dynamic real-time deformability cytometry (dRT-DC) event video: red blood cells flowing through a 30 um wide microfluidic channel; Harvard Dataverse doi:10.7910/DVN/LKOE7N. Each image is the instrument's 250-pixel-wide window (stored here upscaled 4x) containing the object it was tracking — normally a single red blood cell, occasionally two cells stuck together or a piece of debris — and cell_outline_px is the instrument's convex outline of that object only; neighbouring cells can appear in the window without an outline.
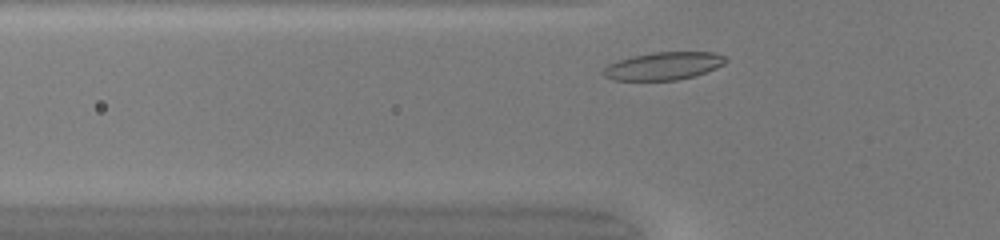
{"species": "common noctule bat (a hibernating species)", "species_latin": "Nyctalus noctula", "temperature_condition": "warm", "stored_images_in_passage": 27, "camera_frame_rate_fps": 3000, "um_per_image_px": 0.085, "animal": {"sex": "female", "body_mass_g": 20.0, "forearm_length_mm": 54.0}, "frame": {"image": 1, "passage_image": 3, "time_ms": 0.667, "image_size_px": [1000, 240], "cell_outline_px": [[728, 60], [724, 64], [716, 68], [696, 76], [676, 80], [612, 80], [604, 76], [600, 72], [608, 64], [632, 56], [652, 52], [712, 52], [724, 56]], "centroid_in_image_um": [56.39, 5.61], "position_along_channel_um": 69.4, "area_um2": 19.88}}
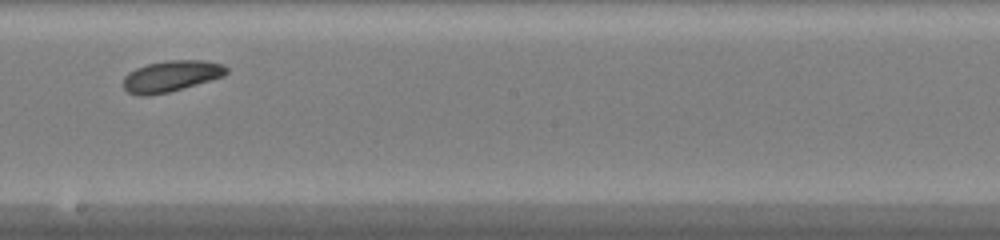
{"frame": {"image": 2, "passage_image": 15, "time_ms": 4.667, "image_size_px": [1000, 240], "cell_outline_px": [[228, 72], [224, 76], [168, 92], [148, 96], [136, 96], [128, 92], [124, 88], [124, 76], [128, 72], [136, 68], [148, 64], [168, 60], [200, 60], [224, 64], [228, 68]], "centroid_in_image_um": [14.53, 6.47], "position_along_channel_um": 233.7, "area_um2": 18.67}}
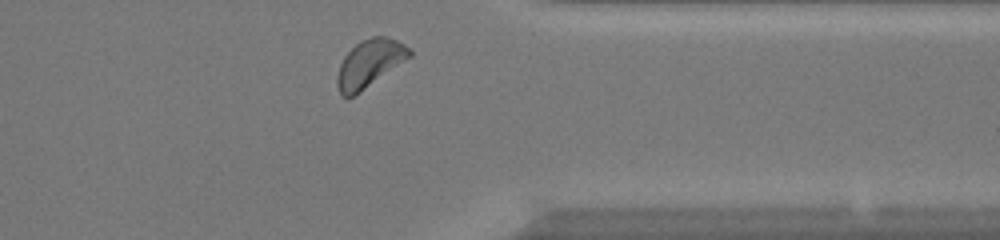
{"frame": {"image": 3, "passage_image": 26, "time_ms": 8.333, "image_size_px": [1000, 240], "cell_outline_px": [[412, 56], [360, 92], [352, 96], [344, 96], [340, 92], [336, 84], [336, 76], [340, 64], [344, 56], [360, 40], [372, 36], [384, 36], [396, 40], [404, 44], [412, 52]], "centroid_in_image_um": [31.41, 5.37], "position_along_channel_um": 380.0, "area_um2": 19.83}, "authors_computed_cell_mechanics": {"area_um2": 18.7272, "velocity_mm_per_s": 4.1405, "shape_relaxation_time_tau1_ms": 3.0901, "shape_relaxation_time_tau2_ms": null, "deformation_change_tau1": 0.0771, "deformation_change_tau2": null}}